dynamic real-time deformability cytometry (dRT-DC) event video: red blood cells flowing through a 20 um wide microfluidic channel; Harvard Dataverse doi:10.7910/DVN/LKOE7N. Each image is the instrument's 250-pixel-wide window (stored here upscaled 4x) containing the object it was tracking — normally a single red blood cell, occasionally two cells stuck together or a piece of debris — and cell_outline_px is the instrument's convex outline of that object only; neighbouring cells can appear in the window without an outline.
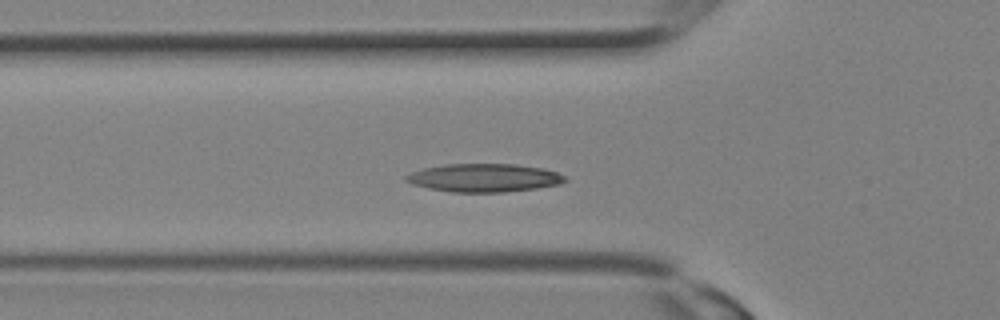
{"species": "Egyptian fruit bat (a non-hibernating species)", "species_latin": "Rousettus aegyptiacus", "temperature_condition": "room temperature", "stored_images_in_passage": 27, "camera_frame_rate_fps": 3000, "um_per_image_px": 0.085, "animal": {"sex": "female"}, "frame": {"image": 1, "passage_image": 7, "time_ms": 2.0, "image_size_px": [1000, 320], "cell_outline_px": [[568, 180], [560, 184], [536, 188], [504, 192], [452, 192], [428, 188], [412, 184], [404, 180], [404, 176], [412, 172], [424, 168], [444, 164], [516, 164], [540, 168], [556, 172], [564, 176]], "centroid_in_image_um": [41.12, 15.11], "position_along_channel_um": 84.7, "area_um2": 26.07}}
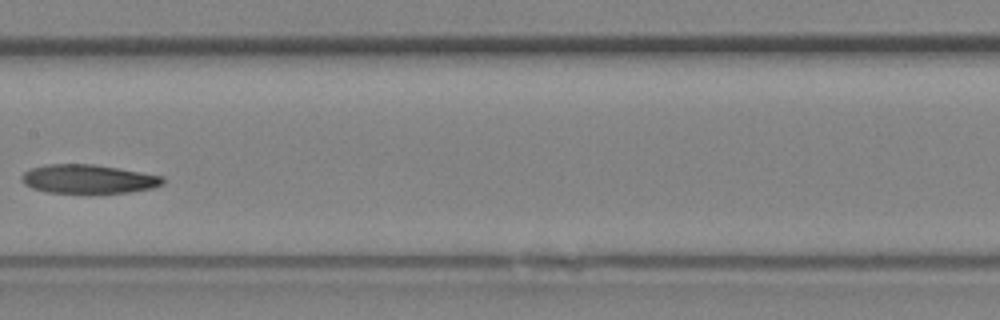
{"frame": {"image": 2, "passage_image": 12, "time_ms": 3.667, "image_size_px": [1000, 320], "cell_outline_px": [[164, 184], [152, 188], [128, 192], [48, 192], [32, 188], [24, 184], [20, 180], [20, 176], [24, 172], [32, 168], [48, 164], [92, 164], [164, 176]], "centroid_in_image_um": [7.49, 15.21], "position_along_channel_um": 199.9, "area_um2": 23.41}}
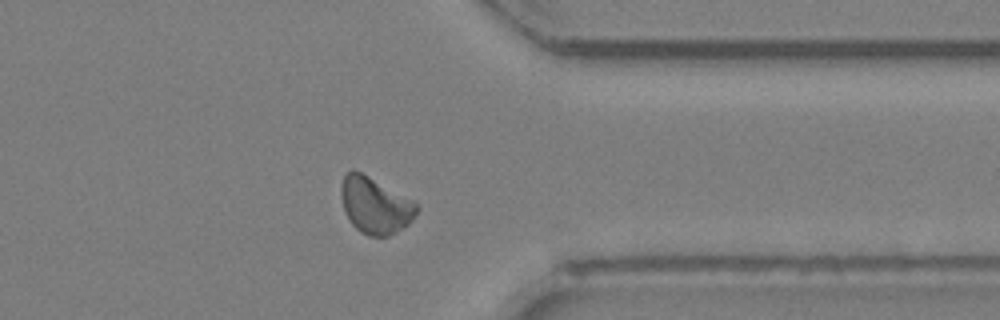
{"frame": {"image": 3, "passage_image": 20, "time_ms": 6.333, "image_size_px": [1000, 320], "cell_outline_px": [[420, 208], [412, 220], [408, 224], [396, 232], [388, 236], [368, 236], [360, 232], [352, 224], [344, 212], [340, 196], [340, 188], [344, 176], [352, 168], [368, 176], [412, 200]], "centroid_in_image_um": [31.86, 17.47], "position_along_channel_um": 379.5, "area_um2": 24.74}}